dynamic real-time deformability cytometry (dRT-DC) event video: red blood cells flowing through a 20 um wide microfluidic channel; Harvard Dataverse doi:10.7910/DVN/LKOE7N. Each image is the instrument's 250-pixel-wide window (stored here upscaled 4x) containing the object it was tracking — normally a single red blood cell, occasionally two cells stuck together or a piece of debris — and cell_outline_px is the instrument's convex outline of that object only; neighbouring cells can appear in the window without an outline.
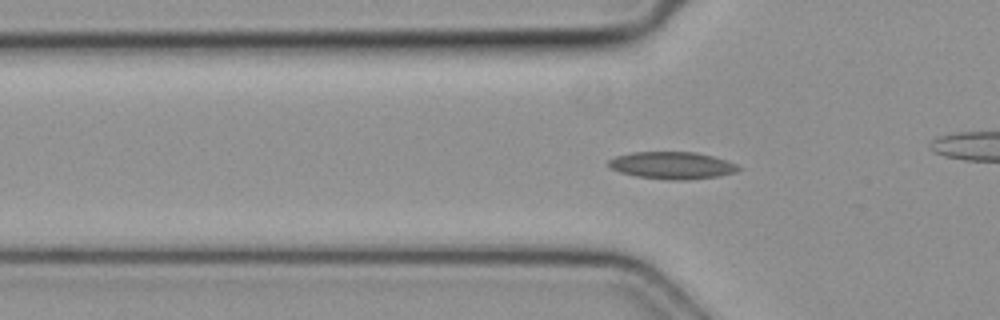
{"species": "common noctule bat (a hibernating species)", "species_latin": "Nyctalus noctula", "temperature_condition": "cold", "stored_images_in_passage": 40, "camera_frame_rate_fps": 3000, "um_per_image_px": 0.085, "animal": {"sex": "female", "body_mass_g": 19.3, "forearm_length_mm": 54.1}, "frame": {"image": 1, "passage_image": 3, "time_ms": 0.667, "image_size_px": [1000, 320], "cell_outline_px": [[740, 168], [736, 172], [720, 176], [688, 180], [668, 180], [636, 176], [620, 172], [608, 168], [604, 164], [608, 160], [616, 156], [632, 152], [696, 152], [712, 156], [736, 164]], "centroid_in_image_um": [57.06, 14.06], "position_along_channel_um": 68.7, "area_um2": 20.75}}
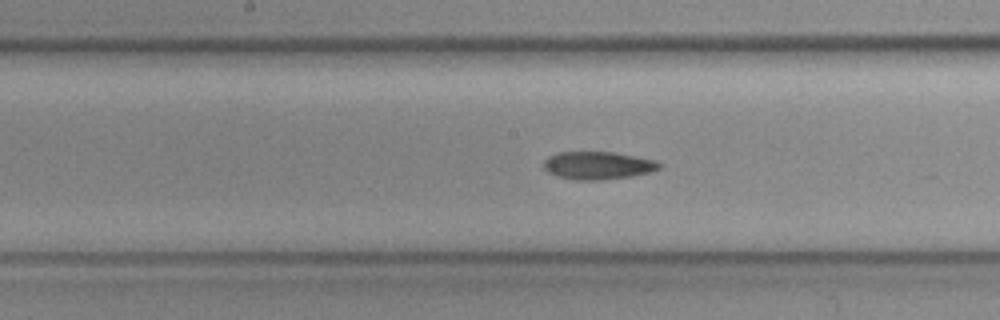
{"frame": {"image": 2, "passage_image": 13, "time_ms": 4.0, "image_size_px": [1000, 320], "cell_outline_px": [[664, 164], [660, 168], [648, 172], [632, 176], [604, 180], [572, 180], [556, 176], [548, 172], [544, 168], [544, 160], [548, 156], [560, 152], [616, 152], [656, 160]], "centroid_in_image_um": [50.83, 14.06], "position_along_channel_um": 197.4, "area_um2": 18.96}}
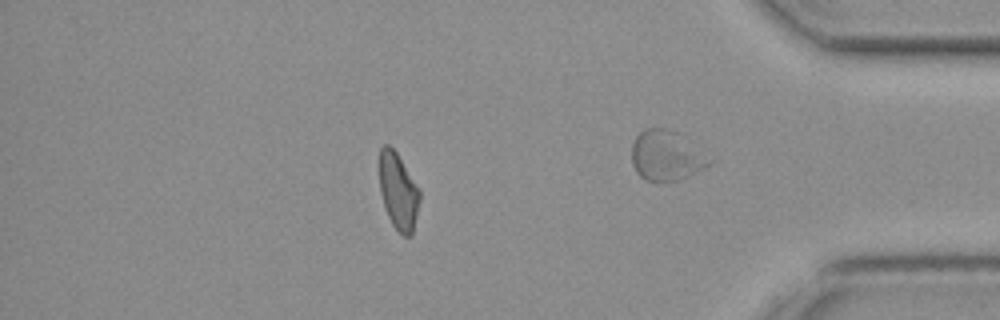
{"frame": {"image": 3, "passage_image": 32, "time_ms": 10.333, "image_size_px": [1000, 320], "cell_outline_px": [[420, 200], [412, 236], [404, 236], [392, 224], [384, 208], [380, 192], [380, 148], [384, 144], [388, 144], [396, 152], [420, 188]], "centroid_in_image_um": [33.87, 16.27], "position_along_channel_um": 401.3, "area_um2": 18.03}}